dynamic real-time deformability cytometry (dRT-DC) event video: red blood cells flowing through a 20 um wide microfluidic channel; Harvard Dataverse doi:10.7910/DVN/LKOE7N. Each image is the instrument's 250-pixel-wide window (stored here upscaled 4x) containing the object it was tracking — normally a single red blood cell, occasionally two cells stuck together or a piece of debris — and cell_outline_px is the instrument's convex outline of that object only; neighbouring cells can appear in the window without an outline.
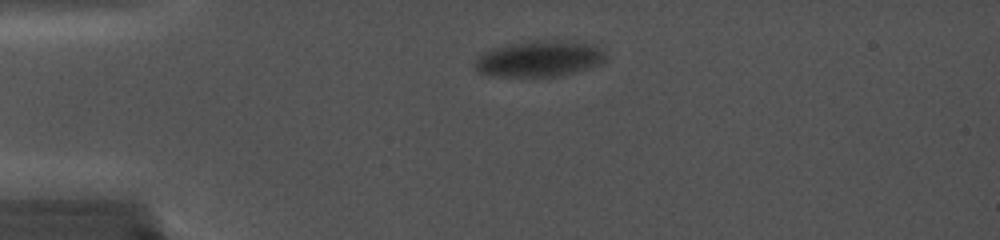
{"species": "common noctule bat (a hibernating species)", "species_latin": "Nyctalus noctula", "temperature_condition": "cold", "stored_images_in_passage": 29, "camera_frame_rate_fps": 5000, "um_per_image_px": 0.085, "animal": {"sex": "female", "body_mass_g": 19.0, "forearm_length_mm": 56.7}, "frame": {"image": 1, "passage_image": 1, "time_ms": 0.0, "image_size_px": [1000, 240], "cell_outline_px": [[608, 60], [600, 64], [588, 68], [560, 76], [496, 76], [480, 72], [476, 68], [476, 60], [484, 52], [492, 48], [508, 44], [536, 40], [556, 40], [588, 44], [600, 48], [604, 52]], "centroid_in_image_um": [45.87, 4.99], "position_along_channel_um": 39.1, "area_um2": 27.11}}
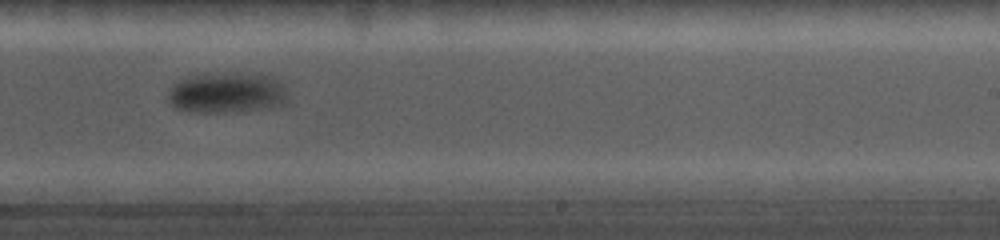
{"frame": {"image": 2, "passage_image": 18, "time_ms": 7.6, "image_size_px": [1000, 240], "cell_outline_px": [[284, 100], [280, 104], [272, 108], [240, 112], [188, 112], [176, 108], [168, 104], [168, 92], [180, 80], [204, 76], [264, 76], [276, 80], [284, 92]], "centroid_in_image_um": [19.2, 8.0], "position_along_channel_um": 269.8, "area_um2": 26.59}}
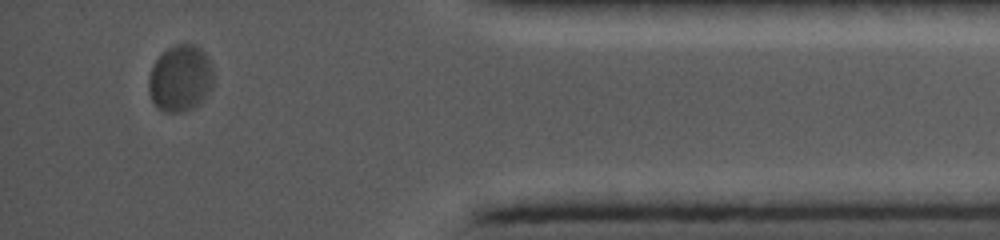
{"frame": {"image": 3, "passage_image": 27, "time_ms": 12.4, "image_size_px": [1000, 240], "cell_outline_px": [[216, 80], [212, 88], [192, 108], [184, 112], [164, 112], [156, 108], [152, 100], [148, 88], [148, 76], [152, 64], [168, 48], [176, 44], [192, 44], [200, 48], [208, 56], [212, 64]], "centroid_in_image_um": [15.34, 6.65], "position_along_channel_um": 419.9, "area_um2": 25.49}}